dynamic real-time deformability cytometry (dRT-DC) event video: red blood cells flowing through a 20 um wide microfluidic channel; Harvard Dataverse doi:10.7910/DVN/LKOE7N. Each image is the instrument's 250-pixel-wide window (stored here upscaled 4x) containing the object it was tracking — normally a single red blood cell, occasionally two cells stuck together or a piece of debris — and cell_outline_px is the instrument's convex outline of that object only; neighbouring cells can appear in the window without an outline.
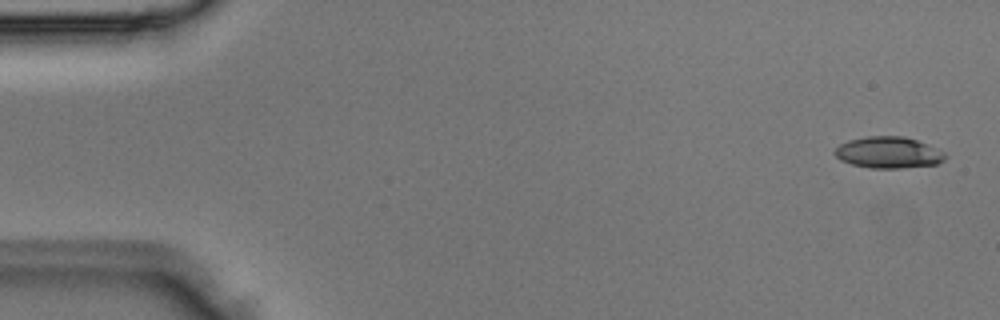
{"species": "Egyptian fruit bat (a non-hibernating species)", "species_latin": "Rousettus aegyptiacus", "temperature_condition": "room temperature", "stored_images_in_passage": 3, "camera_frame_rate_fps": 3000, "um_per_image_px": 0.085, "animal": {"sex": "male"}, "frame": {"image": 1, "passage_image": 1, "time_ms": 0.0, "image_size_px": [1000, 320], "cell_outline_px": [[948, 156], [944, 160], [936, 164], [900, 168], [872, 168], [852, 164], [840, 160], [832, 152], [840, 144], [848, 140], [864, 136], [904, 136], [916, 140], [936, 148], [944, 152]], "centroid_in_image_um": [75.5, 12.96], "position_along_channel_um": 9.5, "area_um2": 20.23}}